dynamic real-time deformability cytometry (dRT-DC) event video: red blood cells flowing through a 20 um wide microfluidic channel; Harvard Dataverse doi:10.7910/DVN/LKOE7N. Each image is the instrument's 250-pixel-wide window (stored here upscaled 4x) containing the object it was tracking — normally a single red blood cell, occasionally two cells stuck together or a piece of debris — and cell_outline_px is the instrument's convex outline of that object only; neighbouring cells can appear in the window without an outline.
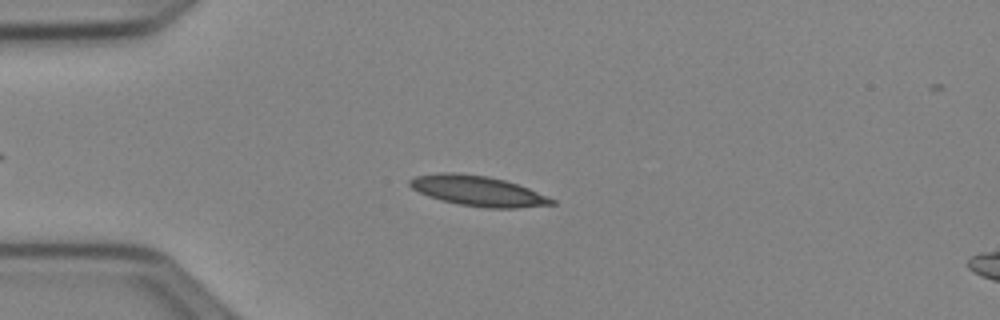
{"species": "Egyptian fruit bat (a non-hibernating species)", "species_latin": "Rousettus aegyptiacus", "temperature_condition": "cold", "stored_images_in_passage": 51, "camera_frame_rate_fps": 3000, "um_per_image_px": 0.085, "animal": {"sex": "female"}, "frame": {"image": 1, "passage_image": 13, "time_ms": 4.0, "image_size_px": [1000, 320], "cell_outline_px": [[556, 204], [516, 208], [484, 208], [460, 204], [440, 200], [428, 196], [412, 188], [408, 184], [408, 180], [416, 176], [440, 172], [456, 172], [488, 176], [504, 180], [528, 188], [548, 196], [556, 200]], "centroid_in_image_um": [40.62, 16.22], "position_along_channel_um": 44.4, "area_um2": 25.03}}
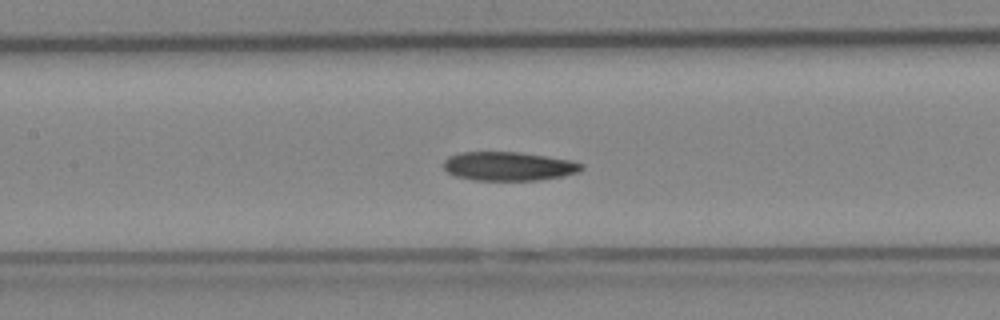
{"frame": {"image": 2, "passage_image": 24, "time_ms": 7.667, "image_size_px": [1000, 320], "cell_outline_px": [[584, 168], [580, 172], [564, 176], [540, 180], [476, 180], [456, 176], [448, 172], [444, 168], [444, 160], [448, 156], [460, 152], [520, 152], [572, 160], [584, 164]], "centroid_in_image_um": [43.28, 14.13], "position_along_channel_um": 164.1, "area_um2": 23.35}}
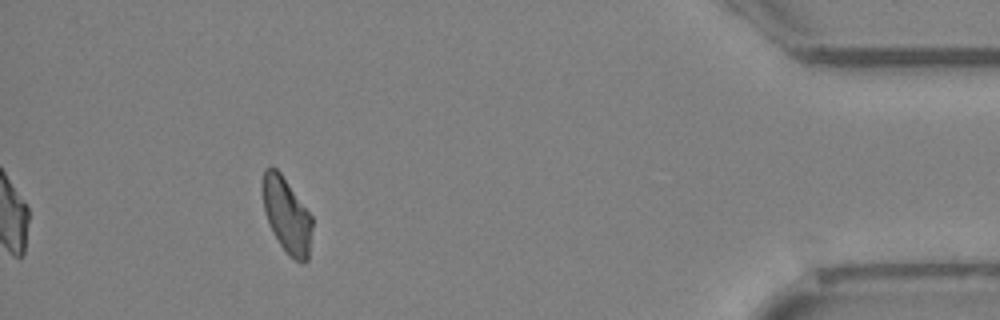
{"frame": {"image": 3, "passage_image": 47, "time_ms": 15.333, "image_size_px": [1000, 320], "cell_outline_px": [[312, 228], [308, 260], [304, 264], [300, 264], [288, 256], [272, 232], [264, 208], [260, 188], [264, 168], [276, 168], [280, 172], [312, 216]], "centroid_in_image_um": [24.36, 18.32], "position_along_channel_um": 410.8, "area_um2": 21.96}, "authors_computed_cell_mechanics": {"area_um2": 23.1778, "velocity_mm_per_s": 3.9252, "shape_relaxation_time_tau1_ms": null, "shape_relaxation_time_tau2_ms": 5.8258, "deformation_change_tau1": null, "deformation_change_tau2": 0.136}}